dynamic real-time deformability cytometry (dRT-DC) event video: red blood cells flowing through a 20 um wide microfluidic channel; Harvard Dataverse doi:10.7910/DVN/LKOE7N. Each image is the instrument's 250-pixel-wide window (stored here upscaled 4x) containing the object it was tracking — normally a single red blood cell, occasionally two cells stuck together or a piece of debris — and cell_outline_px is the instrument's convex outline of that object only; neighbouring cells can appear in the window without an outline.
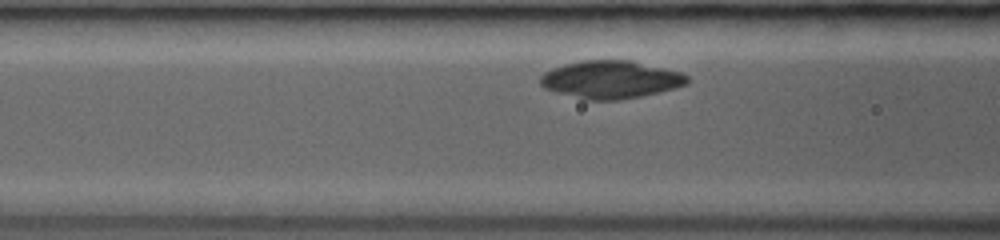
{"species": "common noctule bat (a hibernating species)", "species_latin": "Nyctalus noctula", "temperature_condition": "room temperature", "stored_images_in_passage": 24, "camera_frame_rate_fps": 3000, "um_per_image_px": 0.085, "animal": {"sex": "female", "body_mass_g": 19.0, "forearm_length_mm": 53.3}, "frame": {"image": 1, "passage_image": 5, "time_ms": 1.667, "image_size_px": [1000, 240], "cell_outline_px": [[692, 80], [688, 84], [660, 92], [620, 100], [584, 100], [556, 92], [544, 88], [540, 84], [540, 76], [544, 72], [552, 68], [564, 64], [580, 60], [632, 60], [680, 72], [688, 76]], "centroid_in_image_um": [51.91, 6.76], "position_along_channel_um": 114.7, "area_um2": 32.6}}
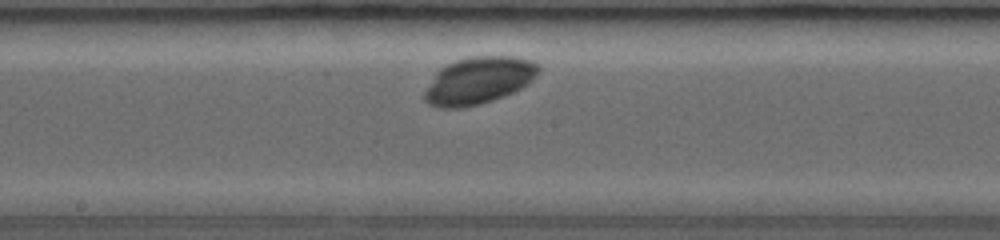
{"frame": {"image": 2, "passage_image": 11, "time_ms": 4.0, "image_size_px": [1000, 240], "cell_outline_px": [[540, 72], [528, 84], [512, 92], [492, 100], [480, 104], [464, 108], [440, 108], [428, 104], [424, 100], [424, 92], [436, 72], [440, 68], [456, 60], [472, 56], [516, 56], [532, 60], [540, 64]], "centroid_in_image_um": [40.7, 6.83], "position_along_channel_um": 207.5, "area_um2": 31.44}}
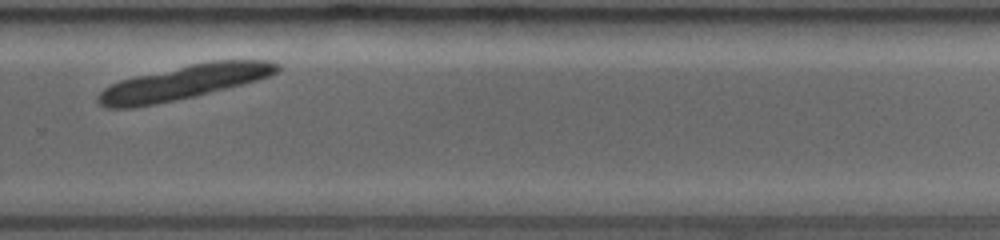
{"frame": {"image": 3, "passage_image": 18, "time_ms": 6.667, "image_size_px": [1000, 240], "cell_outline_px": [[284, 68], [268, 76], [256, 80], [196, 96], [136, 108], [104, 108], [96, 100], [100, 92], [104, 88], [120, 80], [136, 76], [188, 64], [212, 60], [272, 60], [280, 64]], "centroid_in_image_um": [15.63, 7.0], "position_along_channel_um": 314.2, "area_um2": 35.78}}